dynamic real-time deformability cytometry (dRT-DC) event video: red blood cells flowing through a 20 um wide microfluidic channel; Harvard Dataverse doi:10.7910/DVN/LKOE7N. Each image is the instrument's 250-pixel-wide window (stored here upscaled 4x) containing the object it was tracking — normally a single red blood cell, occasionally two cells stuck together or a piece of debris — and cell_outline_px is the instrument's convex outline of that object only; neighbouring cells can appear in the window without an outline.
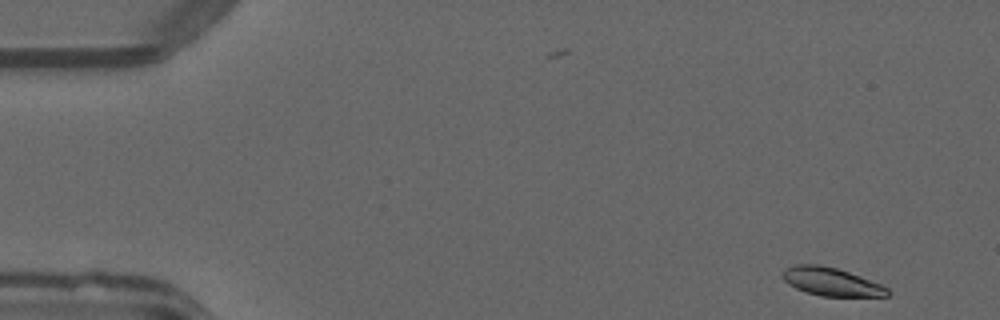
{"species": "common noctule bat (a hibernating species)", "species_latin": "Nyctalus noctula", "temperature_condition": "warm", "stored_images_in_passage": 49, "camera_frame_rate_fps": 3000, "um_per_image_px": 0.085, "animal": {"sex": "male", "forearm_length_mm": 52.5}, "frame": {"image": 1, "passage_image": 1, "time_ms": 0.0, "image_size_px": [1000, 320], "cell_outline_px": [[888, 296], [820, 296], [796, 288], [788, 284], [784, 280], [784, 268], [796, 264], [820, 264], [836, 268], [860, 276], [880, 284], [888, 288]], "centroid_in_image_um": [70.64, 23.94], "position_along_channel_um": 14.4, "area_um2": 16.99}}
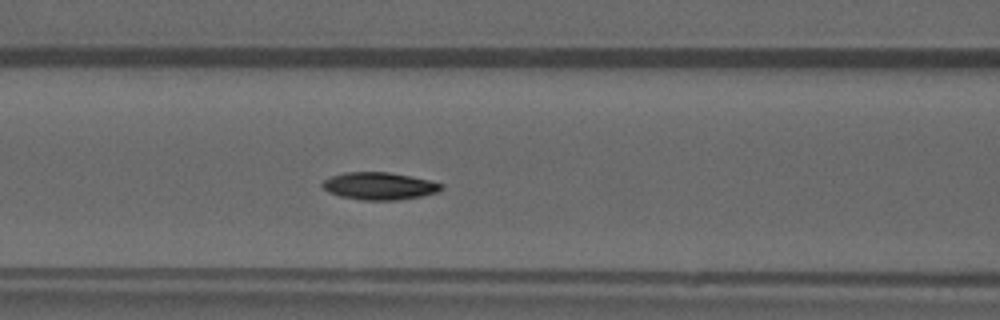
{"frame": {"image": 2, "passage_image": 19, "time_ms": 6.0, "image_size_px": [1000, 320], "cell_outline_px": [[444, 188], [440, 192], [400, 200], [364, 200], [340, 196], [328, 192], [320, 184], [324, 180], [332, 176], [344, 172], [388, 172], [412, 176], [444, 184]], "centroid_in_image_um": [32.27, 15.81], "position_along_channel_um": 134.3, "area_um2": 19.07}}
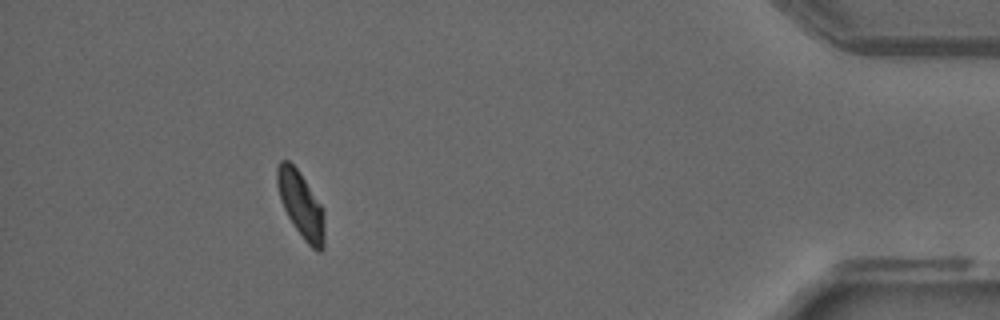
{"frame": {"image": 3, "passage_image": 44, "time_ms": 14.333, "image_size_px": [1000, 320], "cell_outline_px": [[324, 248], [320, 252], [316, 252], [304, 240], [288, 216], [280, 200], [276, 184], [276, 168], [280, 160], [288, 160], [300, 172], [324, 208]], "centroid_in_image_um": [25.59, 17.39], "position_along_channel_um": 409.6, "area_um2": 18.44}, "authors_computed_cell_mechanics": {"area_um2": 18.6116, "velocity_mm_per_s": 4.0035, "shape_relaxation_time_tau1_ms": 3.308, "shape_relaxation_time_tau2_ms": 10.5329, "deformation_change_tau1": 0.1436, "deformation_change_tau2": 0.1222}}